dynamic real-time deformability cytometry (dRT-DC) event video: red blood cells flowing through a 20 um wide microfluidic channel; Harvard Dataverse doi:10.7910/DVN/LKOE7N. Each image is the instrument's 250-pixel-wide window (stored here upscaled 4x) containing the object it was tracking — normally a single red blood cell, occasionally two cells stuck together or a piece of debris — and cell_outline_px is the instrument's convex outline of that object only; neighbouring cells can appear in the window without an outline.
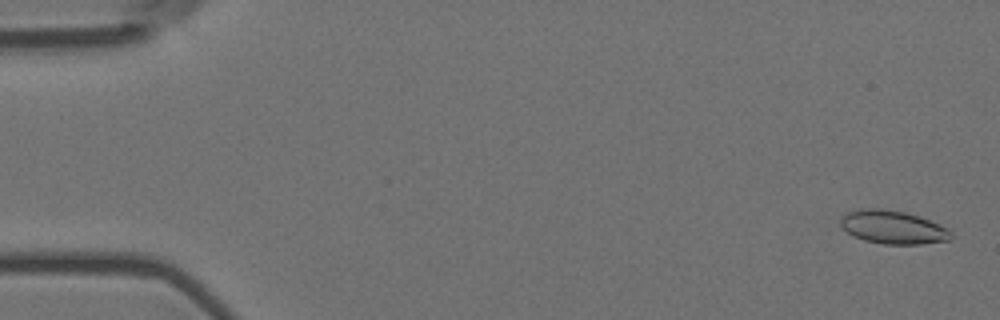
{"species": "Egyptian fruit bat (a non-hibernating species)", "species_latin": "Rousettus aegyptiacus", "temperature_condition": "room temperature", "stored_images_in_passage": 7, "camera_frame_rate_fps": 3000, "um_per_image_px": 0.085, "animal": {"sex": "female"}, "frame": {"image": 1, "passage_image": 1, "time_ms": 0.0, "image_size_px": [1000, 320], "cell_outline_px": [[952, 236], [948, 240], [920, 244], [884, 244], [864, 240], [848, 232], [840, 224], [840, 216], [848, 212], [860, 208], [884, 208], [904, 212], [920, 216], [948, 228], [952, 232]], "centroid_in_image_um": [75.9, 19.3], "position_along_channel_um": 9.1, "area_um2": 21.44}}
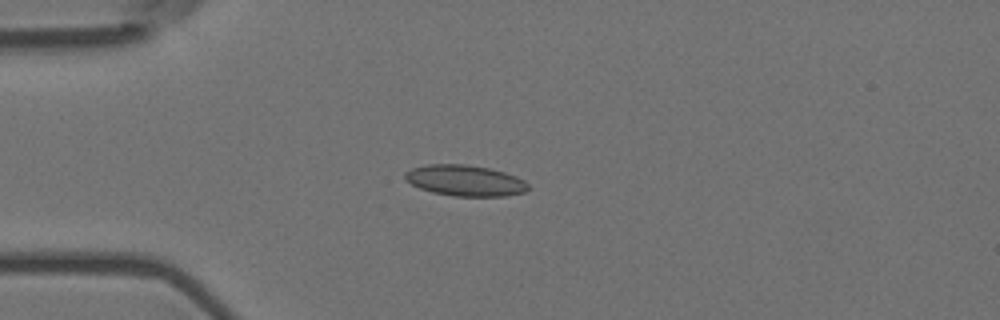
{"frame": {"image": 2, "passage_image": 5, "time_ms": 1.333, "image_size_px": [1000, 320], "cell_outline_px": [[532, 188], [524, 192], [504, 196], [452, 196], [432, 192], [420, 188], [404, 180], [404, 172], [412, 168], [428, 164], [464, 164], [492, 168], [516, 176], [524, 180]], "centroid_in_image_um": [39.54, 15.34], "position_along_channel_um": 45.5, "area_um2": 22.43}}
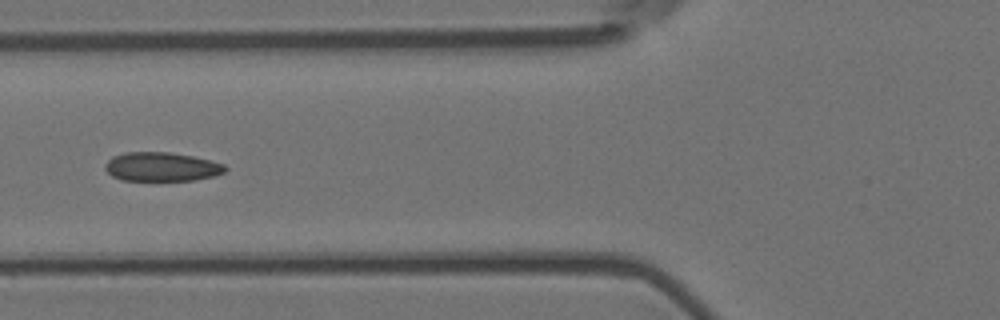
{"frame": {"image": 3, "passage_image": 7, "time_ms": 2.0, "image_size_px": [1000, 320], "cell_outline_px": [[228, 168], [224, 172], [216, 176], [196, 180], [120, 180], [112, 176], [104, 168], [104, 164], [112, 156], [124, 152], [168, 152], [192, 156], [224, 164]], "centroid_in_image_um": [13.72, 14.18], "position_along_channel_um": 112.1, "area_um2": 20.35}}